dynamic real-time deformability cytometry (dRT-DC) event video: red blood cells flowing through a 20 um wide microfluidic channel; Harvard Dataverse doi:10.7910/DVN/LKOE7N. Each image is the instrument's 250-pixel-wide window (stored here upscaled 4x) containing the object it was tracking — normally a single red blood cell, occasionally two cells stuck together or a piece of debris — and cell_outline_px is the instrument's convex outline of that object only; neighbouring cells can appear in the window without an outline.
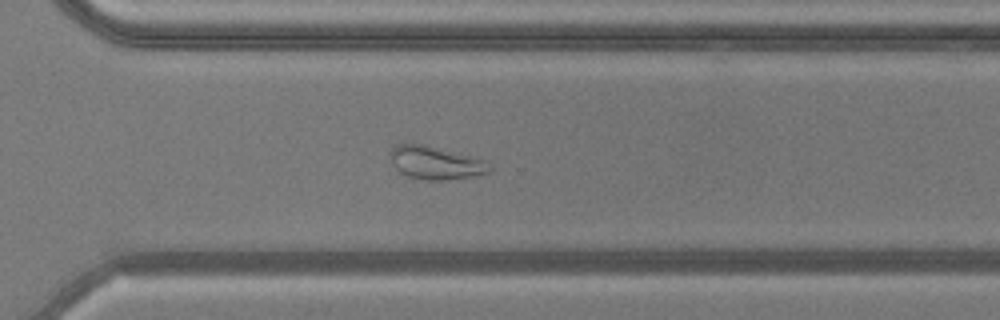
{"species": "common noctule bat (a hibernating species)", "species_latin": "Nyctalus noctula", "temperature_condition": "warm", "stored_images_in_passage": 41, "camera_frame_rate_fps": 3000, "um_per_image_px": 0.085, "animal": {"sex": "male", "body_mass_g": 20.5, "forearm_length_mm": 52.5}, "frame": {"image": 1, "passage_image": 25, "time_ms": 8.0, "image_size_px": [1000, 320], "cell_outline_px": [[492, 168], [488, 172], [472, 176], [444, 180], [428, 180], [408, 176], [400, 172], [392, 164], [388, 156], [388, 152], [396, 144], [424, 144], [484, 160]], "centroid_in_image_um": [36.95, 13.83], "position_along_channel_um": 333.6, "area_um2": 18.9}, "authors_computed_cell_mechanics": {"area_um2": 19.652, "velocity_mm_per_s": 3.8443, "shape_relaxation_time_tau1_ms": null, "shape_relaxation_time_tau2_ms": 1.9006, "deformation_change_tau1": null, "deformation_change_tau2": 0.0786}}